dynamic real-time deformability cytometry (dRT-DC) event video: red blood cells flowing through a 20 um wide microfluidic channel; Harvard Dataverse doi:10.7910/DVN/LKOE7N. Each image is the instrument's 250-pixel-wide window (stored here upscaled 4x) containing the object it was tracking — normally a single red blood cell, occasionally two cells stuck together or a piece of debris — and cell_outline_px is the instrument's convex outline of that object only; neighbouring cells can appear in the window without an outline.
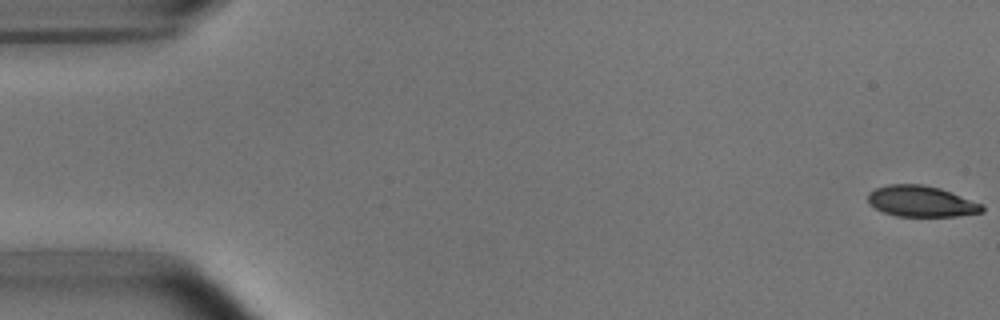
{"species": "common noctule bat (a hibernating species)", "species_latin": "Nyctalus noctula", "temperature_condition": "room temperature", "stored_images_in_passage": 5, "camera_frame_rate_fps": 3000, "um_per_image_px": 0.085, "animal": {"sex": "male", "body_mass_g": 15.6}, "frame": {"image": 1, "passage_image": 1, "time_ms": 0.0, "image_size_px": [1000, 320], "cell_outline_px": [[984, 212], [956, 216], [896, 216], [884, 212], [868, 204], [868, 192], [876, 188], [888, 184], [920, 184], [940, 188], [984, 204]], "centroid_in_image_um": [78.31, 17.11], "position_along_channel_um": 6.7, "area_um2": 20.69}}